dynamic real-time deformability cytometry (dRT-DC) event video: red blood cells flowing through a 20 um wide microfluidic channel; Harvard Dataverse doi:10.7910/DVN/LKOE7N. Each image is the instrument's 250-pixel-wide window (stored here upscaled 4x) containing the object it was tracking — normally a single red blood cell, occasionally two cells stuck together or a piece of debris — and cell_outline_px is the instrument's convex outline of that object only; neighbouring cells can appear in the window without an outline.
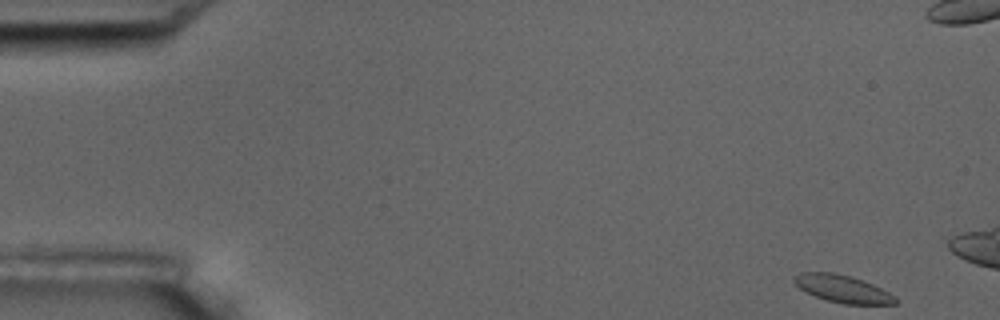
{"species": "common noctule bat (a hibernating species)", "species_latin": "Nyctalus noctula", "temperature_condition": "room temperature", "stored_images_in_passage": 6, "camera_frame_rate_fps": 3000, "um_per_image_px": 0.085, "animal": {"sex": "male", "body_mass_g": 17.5, "forearm_length_mm": 52.3}, "frame": {"image": 1, "passage_image": 1, "time_ms": 0.0, "image_size_px": [1000, 320], "cell_outline_px": [[900, 300], [896, 304], [844, 304], [828, 300], [816, 296], [800, 288], [792, 280], [792, 276], [800, 272], [832, 272], [852, 276], [872, 284], [888, 292]], "centroid_in_image_um": [71.62, 24.54], "position_along_channel_um": 13.4, "area_um2": 16.13}}